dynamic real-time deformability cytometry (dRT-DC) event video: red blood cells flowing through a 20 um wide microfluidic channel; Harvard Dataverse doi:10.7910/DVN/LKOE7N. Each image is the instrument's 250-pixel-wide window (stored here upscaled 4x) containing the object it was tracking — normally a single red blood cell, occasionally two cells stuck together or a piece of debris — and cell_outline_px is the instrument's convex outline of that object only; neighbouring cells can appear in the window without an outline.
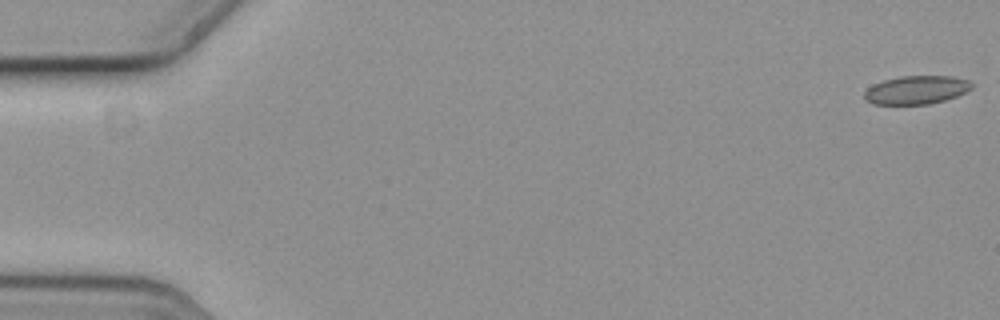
{"species": "common noctule bat (a hibernating species)", "species_latin": "Nyctalus noctula", "temperature_condition": "cold", "stored_images_in_passage": 50, "segment_of_instrument_passage": [1, 2], "camera_frame_rate_fps": 3000, "um_per_image_px": 0.085, "animal": {"sex": "female", "body_mass_g": 19.3, "forearm_length_mm": 54.1}, "frame": {"image": 1, "passage_image": 1, "time_ms": 0.0, "image_size_px": [1000, 320], "cell_outline_px": [[972, 88], [956, 96], [944, 100], [928, 104], [872, 104], [864, 100], [864, 92], [872, 84], [884, 80], [900, 76], [952, 76], [972, 80]], "centroid_in_image_um": [77.88, 7.63], "position_along_channel_um": 7.1, "area_um2": 17.86}}
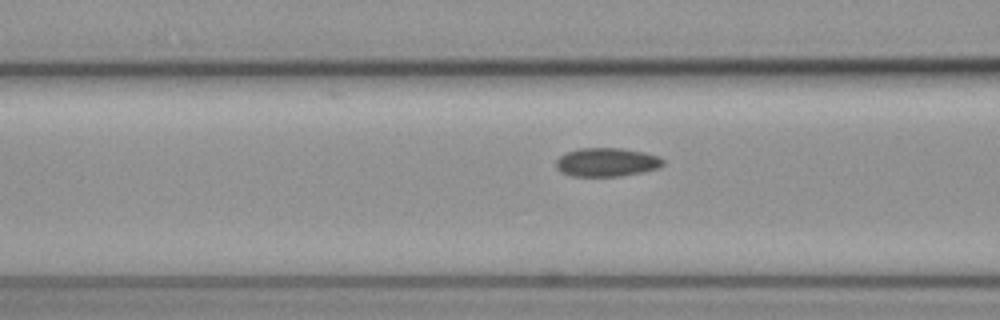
{"frame": {"image": 2, "passage_image": 23, "time_ms": 7.333, "image_size_px": [1000, 320], "cell_outline_px": [[664, 164], [660, 168], [640, 172], [616, 176], [572, 176], [560, 172], [556, 168], [556, 160], [560, 156], [568, 152], [580, 148], [620, 148], [644, 152], [660, 156], [664, 160]], "centroid_in_image_um": [51.58, 13.78], "position_along_channel_um": 115.0, "area_um2": 17.86}}
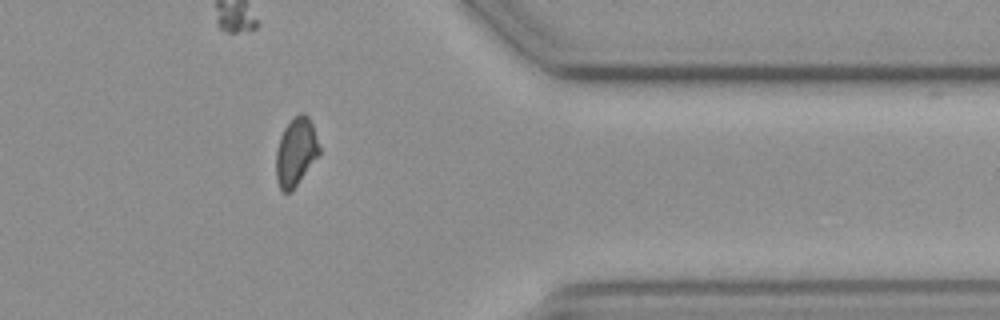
{"frame": {"image": 3, "passage_image": 47, "time_ms": 15.333, "image_size_px": [1000, 320], "cell_outline_px": [[320, 152], [292, 192], [284, 192], [280, 188], [276, 180], [276, 152], [280, 136], [284, 128], [300, 112], [304, 112], [308, 116], [312, 124], [320, 148]], "centroid_in_image_um": [25.14, 12.92], "position_along_channel_um": 386.3, "area_um2": 16.99}}